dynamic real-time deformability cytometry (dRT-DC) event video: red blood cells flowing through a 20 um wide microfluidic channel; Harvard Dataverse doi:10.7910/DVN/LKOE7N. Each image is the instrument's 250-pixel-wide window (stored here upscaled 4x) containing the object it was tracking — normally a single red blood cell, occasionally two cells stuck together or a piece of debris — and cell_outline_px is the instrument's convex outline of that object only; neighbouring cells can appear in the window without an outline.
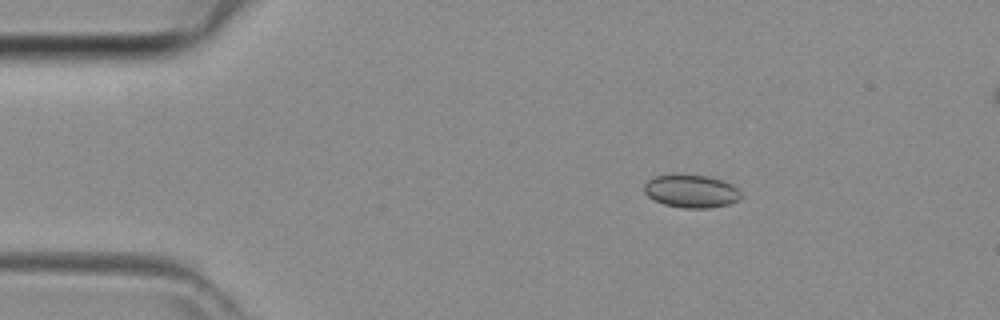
{"species": "common noctule bat (a hibernating species)", "species_latin": "Nyctalus noctula", "temperature_condition": "room temperature", "stored_images_in_passage": 19, "camera_frame_rate_fps": 3000, "um_per_image_px": 0.085, "animal": {"sex": "female", "body_mass_g": 29.2, "forearm_length_mm": 56.3}, "frame": {"image": 1, "passage_image": 2, "time_ms": 0.333, "image_size_px": [1000, 320], "cell_outline_px": [[740, 196], [736, 200], [728, 204], [708, 208], [684, 208], [664, 204], [648, 196], [644, 192], [644, 184], [652, 176], [672, 172], [680, 172], [708, 176], [724, 180], [732, 184], [740, 192]], "centroid_in_image_um": [58.69, 16.19], "position_along_channel_um": 26.3, "area_um2": 19.07}}
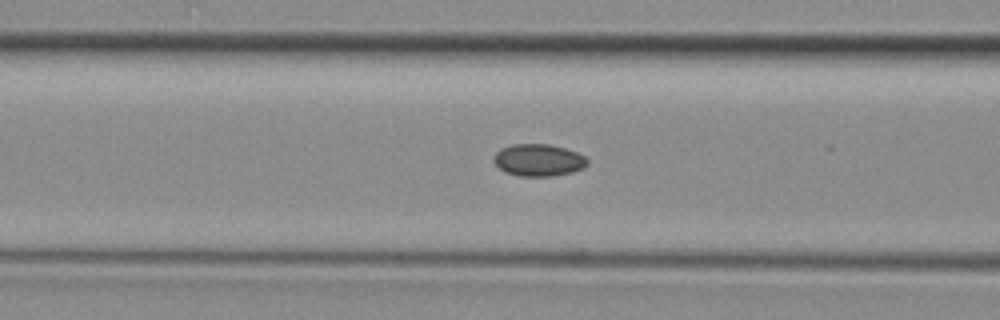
{"frame": {"image": 2, "passage_image": 12, "time_ms": 3.667, "image_size_px": [1000, 320], "cell_outline_px": [[588, 164], [572, 172], [552, 176], [520, 176], [504, 172], [492, 160], [492, 156], [500, 148], [512, 144], [548, 144], [564, 148], [576, 152], [584, 156], [588, 160]], "centroid_in_image_um": [45.72, 13.6], "position_along_channel_um": 120.9, "area_um2": 17.51}}
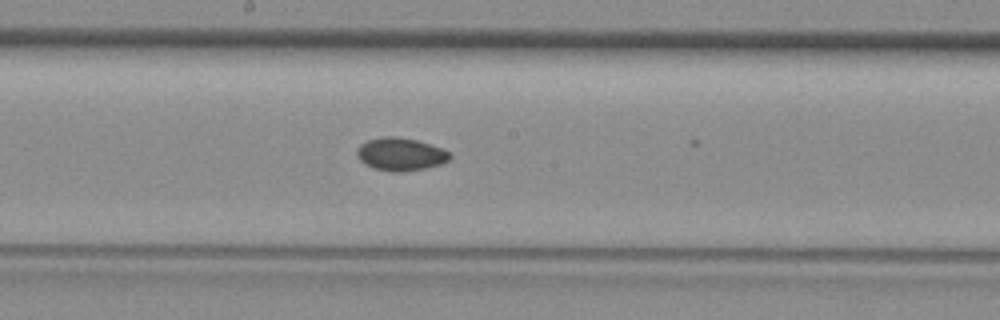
{"frame": {"image": 3, "passage_image": 18, "time_ms": 5.667, "image_size_px": [1000, 320], "cell_outline_px": [[452, 156], [448, 160], [440, 164], [424, 168], [400, 172], [392, 172], [376, 168], [364, 164], [356, 156], [356, 152], [360, 144], [368, 140], [384, 136], [392, 136], [416, 140], [440, 148], [448, 152]], "centroid_in_image_um": [34.01, 13.11], "position_along_channel_um": 214.2, "area_um2": 17.51}}